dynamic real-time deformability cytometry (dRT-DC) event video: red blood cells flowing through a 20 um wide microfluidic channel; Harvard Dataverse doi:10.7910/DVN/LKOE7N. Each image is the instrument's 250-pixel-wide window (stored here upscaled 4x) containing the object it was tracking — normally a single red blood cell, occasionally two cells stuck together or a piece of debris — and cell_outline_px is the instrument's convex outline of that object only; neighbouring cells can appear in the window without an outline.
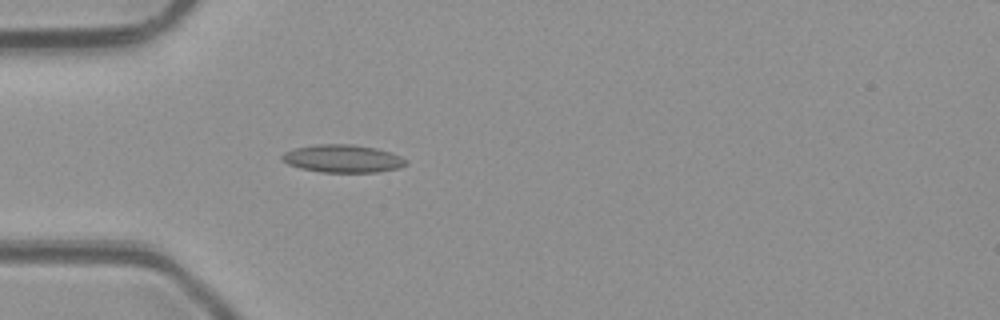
{"species": "common noctule bat (a hibernating species)", "species_latin": "Nyctalus noctula", "temperature_condition": "room temperature", "stored_images_in_passage": 4, "camera_frame_rate_fps": 3000, "um_per_image_px": 0.085, "animal": {"sex": "male", "body_mass_g": 23.1, "forearm_length_mm": 52.7}, "frame": {"image": 1, "passage_image": 4, "time_ms": 3.667, "image_size_px": [1000, 320], "cell_outline_px": [[408, 164], [400, 168], [376, 172], [320, 172], [300, 168], [288, 164], [280, 160], [280, 156], [284, 152], [296, 148], [316, 144], [352, 144], [376, 148], [392, 152], [408, 160]], "centroid_in_image_um": [29.14, 13.48], "position_along_channel_um": 55.9, "area_um2": 20.29}}